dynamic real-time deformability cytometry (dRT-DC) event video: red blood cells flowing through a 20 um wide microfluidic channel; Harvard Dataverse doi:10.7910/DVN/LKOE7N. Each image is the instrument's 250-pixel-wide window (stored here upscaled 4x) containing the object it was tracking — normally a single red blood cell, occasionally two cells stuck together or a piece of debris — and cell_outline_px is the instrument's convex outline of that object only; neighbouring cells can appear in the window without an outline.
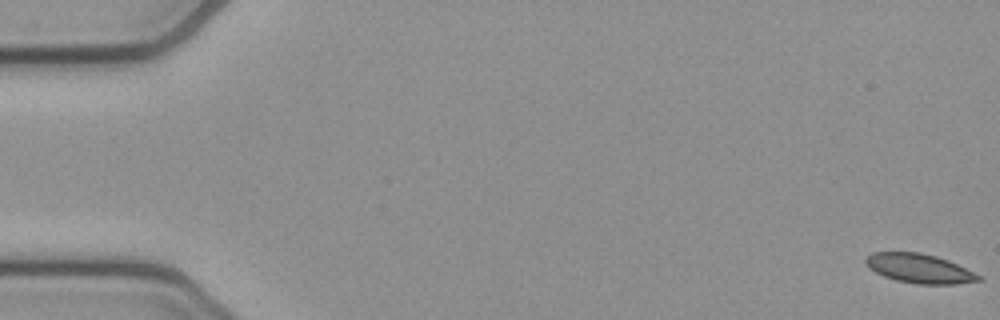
{"species": "common noctule bat (a hibernating species)", "species_latin": "Nyctalus noctula", "temperature_condition": "cold", "stored_images_in_passage": 54, "camera_frame_rate_fps": 3000, "um_per_image_px": 0.085, "animal": {"sex": "female", "body_mass_g": 21.9}, "frame": {"image": 1, "passage_image": 1, "time_ms": 0.0, "image_size_px": [1000, 320], "cell_outline_px": [[984, 280], [956, 284], [916, 284], [896, 280], [884, 276], [868, 268], [864, 260], [872, 252], [920, 252], [936, 256], [948, 260], [980, 276]], "centroid_in_image_um": [78.12, 22.82], "position_along_channel_um": 6.9, "area_um2": 19.13}}
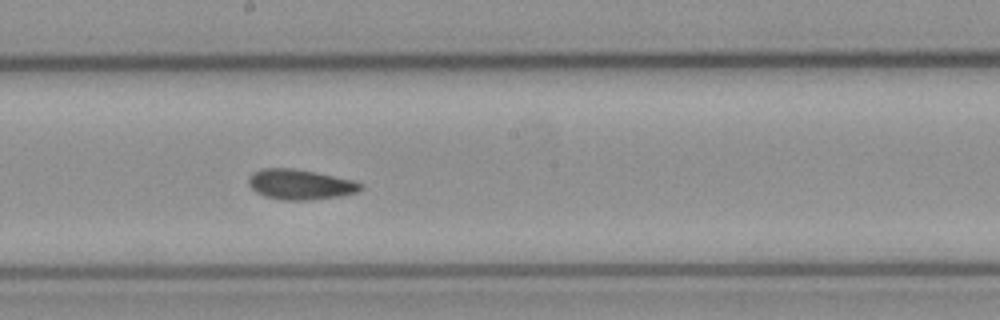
{"frame": {"image": 2, "passage_image": 30, "time_ms": 9.667, "image_size_px": [1000, 320], "cell_outline_px": [[364, 188], [360, 192], [340, 196], [312, 200], [280, 200], [264, 196], [256, 192], [248, 184], [248, 176], [252, 172], [260, 168], [292, 168], [316, 172], [356, 180], [364, 184]], "centroid_in_image_um": [25.55, 15.67], "position_along_channel_um": 222.6, "area_um2": 20.23}}
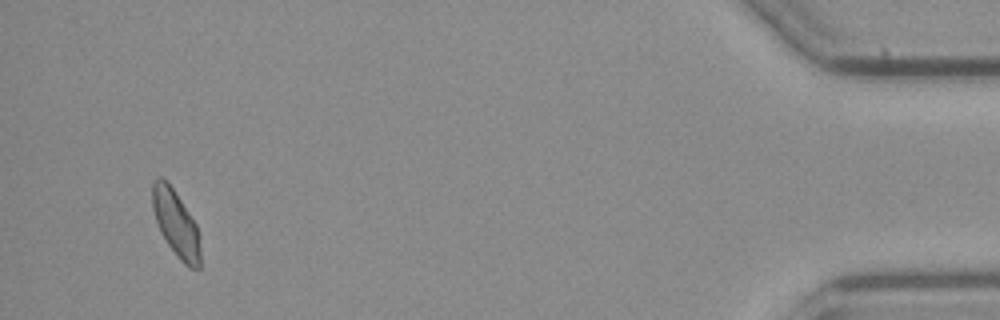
{"frame": {"image": 3, "passage_image": 52, "time_ms": 17.0, "image_size_px": [1000, 320], "cell_outline_px": [[200, 268], [188, 268], [180, 260], [168, 244], [160, 232], [152, 208], [152, 184], [160, 176], [168, 180], [196, 224], [200, 248]], "centroid_in_image_um": [14.94, 18.98], "position_along_channel_um": 420.3, "area_um2": 18.44}, "authors_computed_cell_mechanics": {"area_um2": 19.4208, "velocity_mm_per_s": 3.8021, "shape_relaxation_time_tau1_ms": null, "shape_relaxation_time_tau2_ms": 5.3281, "deformation_change_tau1": null, "deformation_change_tau2": 0.0796}}